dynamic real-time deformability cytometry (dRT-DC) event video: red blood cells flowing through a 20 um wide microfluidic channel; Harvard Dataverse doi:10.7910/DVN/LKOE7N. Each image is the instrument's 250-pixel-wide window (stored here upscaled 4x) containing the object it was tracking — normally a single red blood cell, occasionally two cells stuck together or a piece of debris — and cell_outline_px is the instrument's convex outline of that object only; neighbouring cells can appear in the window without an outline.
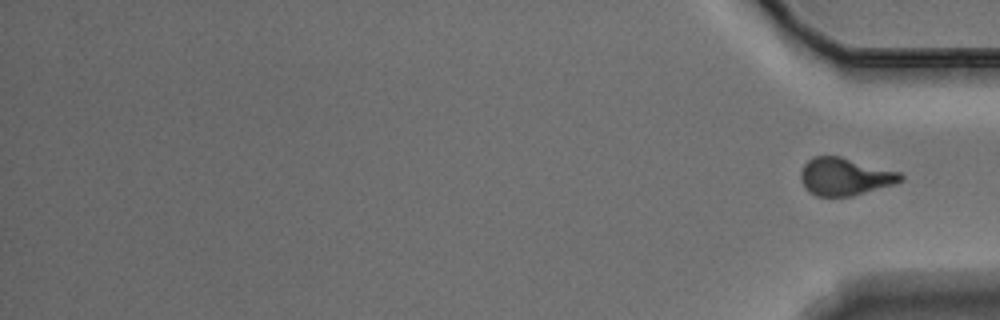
{"species": "Egyptian fruit bat (a non-hibernating species)", "species_latin": "Rousettus aegyptiacus", "temperature_condition": "warm", "stored_images_in_passage": 15, "segment_of_instrument_passage": [2, 2], "camera_frame_rate_fps": 3000, "um_per_image_px": 0.085, "animal": {"sex": "male"}, "frame": {"image": 1, "passage_image": 15, "time_ms": 4.667, "image_size_px": [1000, 320], "cell_outline_px": [[904, 180], [896, 184], [852, 196], [816, 196], [808, 192], [800, 180], [800, 172], [804, 164], [812, 156], [840, 156], [900, 172], [904, 176]], "centroid_in_image_um": [71.81, 15.01], "position_along_channel_um": 363.4, "area_um2": 22.08}}